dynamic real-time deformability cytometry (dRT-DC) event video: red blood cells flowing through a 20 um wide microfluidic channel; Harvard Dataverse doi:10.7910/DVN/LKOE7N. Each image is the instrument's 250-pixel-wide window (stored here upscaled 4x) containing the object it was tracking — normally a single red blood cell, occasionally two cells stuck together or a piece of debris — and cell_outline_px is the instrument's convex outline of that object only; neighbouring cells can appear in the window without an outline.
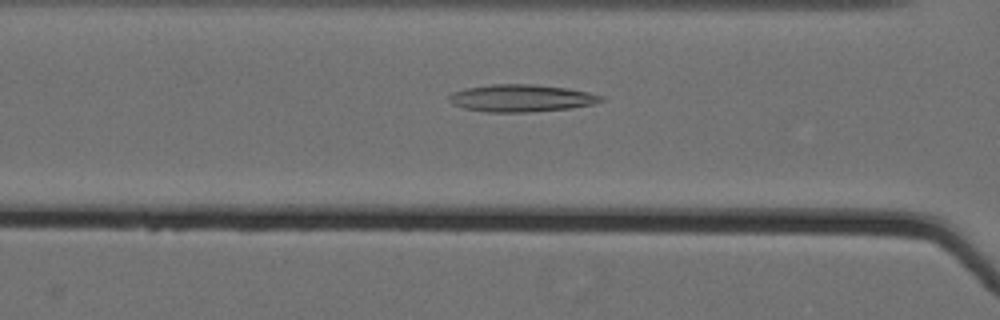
{"species": "Egyptian fruit bat (a non-hibernating species)", "species_latin": "Rousettus aegyptiacus", "temperature_condition": "cold", "stored_images_in_passage": 49, "camera_frame_rate_fps": 3000, "um_per_image_px": 0.085, "animal": {"sex": "female"}, "frame": {"image": 1, "passage_image": 18, "time_ms": 5.667, "image_size_px": [1000, 320], "cell_outline_px": [[604, 100], [592, 104], [572, 108], [528, 112], [488, 112], [464, 108], [452, 104], [448, 100], [448, 96], [452, 92], [464, 88], [492, 84], [536, 84], [568, 88], [588, 92], [604, 96]], "centroid_in_image_um": [44.3, 8.33], "position_along_channel_um": 122.3, "area_um2": 24.33}}
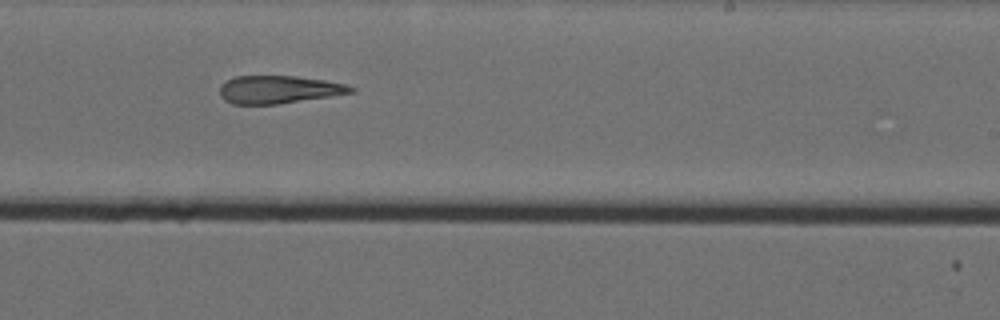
{"frame": {"image": 2, "passage_image": 30, "time_ms": 9.667, "image_size_px": [1000, 320], "cell_outline_px": [[356, 92], [332, 96], [276, 104], [232, 104], [224, 100], [220, 96], [220, 84], [236, 76], [296, 76], [324, 80], [344, 84], [356, 88]], "centroid_in_image_um": [23.69, 7.61], "position_along_channel_um": 265.3, "area_um2": 21.27}}
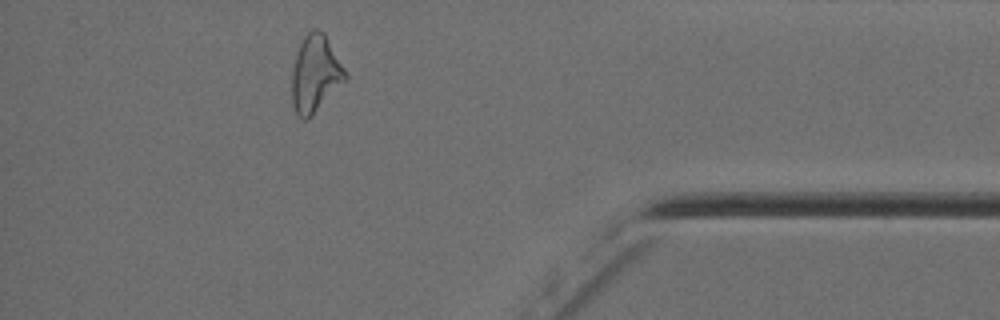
{"frame": {"image": 3, "passage_image": 44, "time_ms": 14.333, "image_size_px": [1000, 320], "cell_outline_px": [[348, 76], [312, 116], [308, 120], [304, 120], [296, 112], [292, 104], [292, 68], [296, 52], [304, 36], [312, 28], [316, 28], [324, 32], [344, 68]], "centroid_in_image_um": [26.77, 6.25], "position_along_channel_um": 408.4, "area_um2": 23.7}}